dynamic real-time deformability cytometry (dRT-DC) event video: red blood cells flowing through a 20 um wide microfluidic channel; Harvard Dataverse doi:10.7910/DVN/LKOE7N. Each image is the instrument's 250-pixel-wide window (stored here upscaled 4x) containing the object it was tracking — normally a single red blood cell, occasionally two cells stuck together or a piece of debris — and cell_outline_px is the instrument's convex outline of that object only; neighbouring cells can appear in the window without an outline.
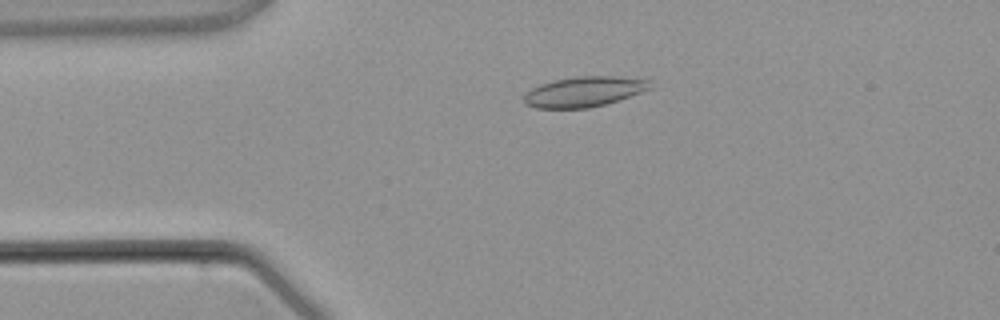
{"species": "common noctule bat (a hibernating species)", "species_latin": "Nyctalus noctula", "temperature_condition": "warm", "stored_images_in_passage": 3, "camera_frame_rate_fps": 3000, "um_per_image_px": 0.085, "animal": {"sex": "male", "body_mass_g": 21.5, "forearm_length_mm": 52.0}, "frame": {"image": 1, "passage_image": 2, "time_ms": 1.333, "image_size_px": [1000, 320], "cell_outline_px": [[652, 88], [620, 100], [588, 108], [536, 108], [524, 104], [524, 96], [532, 88], [540, 84], [556, 80], [576, 76], [612, 76], [648, 80]], "centroid_in_image_um": [49.63, 7.8], "position_along_channel_um": 35.4, "area_um2": 22.02}}